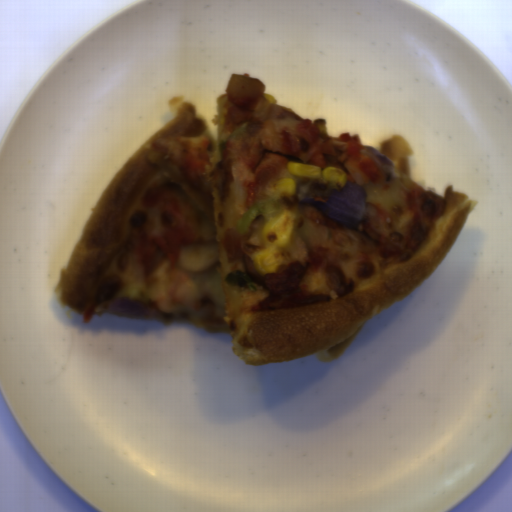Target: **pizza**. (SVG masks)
I'll return each instance as SVG.
<instances>
[{
    "label": "pizza",
    "instance_id": "1",
    "mask_svg": "<svg viewBox=\"0 0 512 512\" xmlns=\"http://www.w3.org/2000/svg\"><path fill=\"white\" fill-rule=\"evenodd\" d=\"M173 118L146 141L116 172L91 207L66 268L53 292L82 314L83 322L101 316L118 299H138L151 308L149 318L163 326L191 324L213 333H229L231 350L249 366L286 362L314 355L338 359L365 322L405 299L443 260L469 214L479 203L445 187L443 195L425 190L412 178L410 144L402 135L379 143L378 153L394 164L395 178L362 186L366 214L358 230L323 216L322 202L332 186L293 175V200L278 196V213H296L292 232L308 246L306 272L292 293L272 294L251 282L242 259L244 234L236 222L248 210L247 191L224 170L226 141L256 135L270 120H304L293 108L258 97L245 120L232 123L227 93L218 96L211 123L197 116V105L178 94L167 100ZM208 138L211 158L203 184L188 186L182 173L154 150L159 137ZM177 188L196 209L200 234L182 243L174 269L161 249L153 270L138 258L133 228L147 219L140 203L150 189Z\"/></svg>",
    "mask_w": 512,
    "mask_h": 512
},
{
    "label": "pizza",
    "instance_id": "2",
    "mask_svg": "<svg viewBox=\"0 0 512 512\" xmlns=\"http://www.w3.org/2000/svg\"><path fill=\"white\" fill-rule=\"evenodd\" d=\"M311 125H316L319 128L320 132H319L318 138H322L323 141L340 139V138L332 137L328 134L327 119H324V118L315 119L314 122H311Z\"/></svg>",
    "mask_w": 512,
    "mask_h": 512
}]
</instances>
